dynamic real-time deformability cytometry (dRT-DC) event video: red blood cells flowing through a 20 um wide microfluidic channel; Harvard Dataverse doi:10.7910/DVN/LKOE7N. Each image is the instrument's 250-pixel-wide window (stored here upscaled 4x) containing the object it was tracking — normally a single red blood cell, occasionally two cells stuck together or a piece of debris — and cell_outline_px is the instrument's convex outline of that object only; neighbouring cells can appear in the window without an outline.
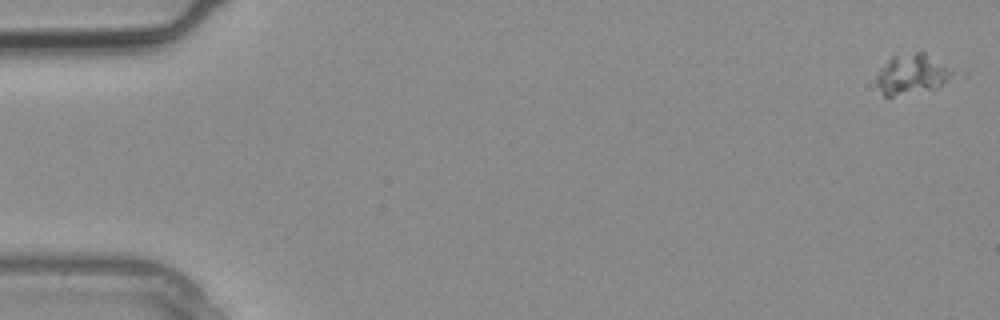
{"species": "common noctule bat (a hibernating species)", "species_latin": "Nyctalus noctula", "temperature_condition": "warm", "stored_images_in_passage": 4, "camera_frame_rate_fps": 3000, "um_per_image_px": 0.085, "animal": {"sex": "male", "body_mass_g": 20.4}, "frame": {"image": 1, "passage_image": 1, "time_ms": 0.0, "image_size_px": [1000, 320], "cell_outline_px": [[956, 76], [936, 88], [892, 96], [884, 96], [876, 84], [876, 76], [880, 68], [892, 56], [916, 52], [924, 52], [952, 72]], "centroid_in_image_um": [77.46, 6.32], "position_along_channel_um": 7.5, "area_um2": 17.34}}
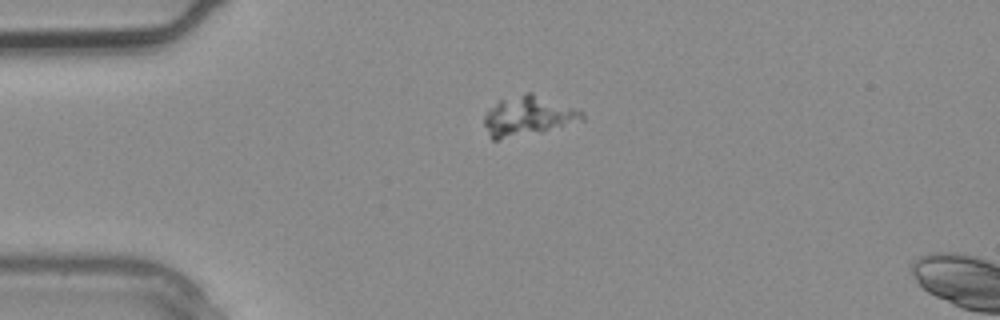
{"frame": {"image": 2, "passage_image": 3, "time_ms": 0.667, "image_size_px": [1000, 320], "cell_outline_px": [[584, 120], [544, 132], [500, 140], [492, 140], [488, 136], [484, 124], [484, 116], [500, 100], [528, 92], [532, 92], [580, 108], [584, 112]], "centroid_in_image_um": [44.95, 9.88], "position_along_channel_um": 40.0, "area_um2": 23.06}}